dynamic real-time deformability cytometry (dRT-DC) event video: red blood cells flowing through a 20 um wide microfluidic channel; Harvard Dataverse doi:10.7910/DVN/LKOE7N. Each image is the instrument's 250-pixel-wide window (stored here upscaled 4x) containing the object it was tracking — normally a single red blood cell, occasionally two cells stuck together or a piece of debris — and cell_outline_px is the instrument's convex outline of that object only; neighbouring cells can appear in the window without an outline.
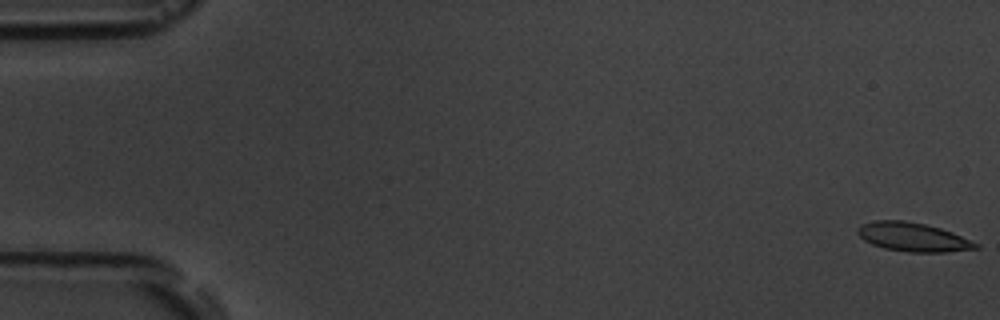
{"species": "common noctule bat (a hibernating species)", "species_latin": "Nyctalus noctula", "temperature_condition": "room temperature", "stored_images_in_passage": 5, "camera_frame_rate_fps": 3000, "um_per_image_px": 0.085, "animal": {"sex": "male", "body_mass_g": 19.5, "forearm_length_mm": 54.6}, "frame": {"image": 1, "passage_image": 1, "time_ms": 0.0, "image_size_px": [1000, 320], "cell_outline_px": [[980, 248], [944, 252], [908, 252], [884, 248], [872, 244], [864, 240], [856, 232], [860, 224], [872, 220], [904, 220], [924, 224], [940, 228], [952, 232], [980, 244]], "centroid_in_image_um": [77.58, 20.14], "position_along_channel_um": 7.4, "area_um2": 19.88}}
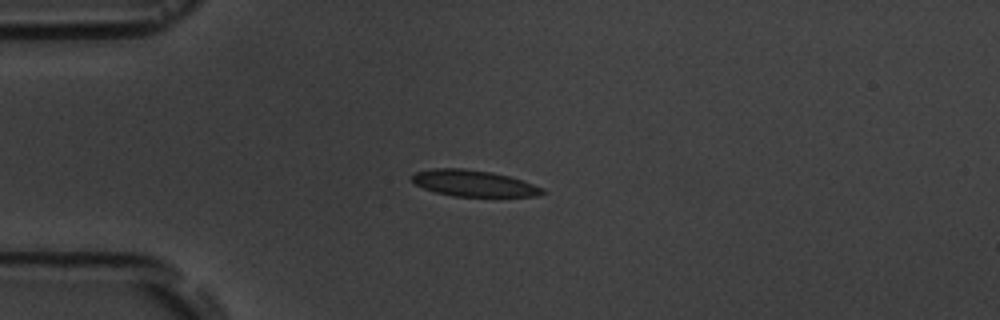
{"frame": {"image": 2, "passage_image": 5, "time_ms": 4.667, "image_size_px": [1000, 320], "cell_outline_px": [[548, 192], [536, 196], [452, 196], [436, 192], [424, 188], [416, 184], [412, 180], [412, 176], [416, 172], [432, 168], [464, 168], [492, 172], [508, 176], [544, 188]], "centroid_in_image_um": [40.27, 15.58], "position_along_channel_um": 44.7, "area_um2": 19.83}}